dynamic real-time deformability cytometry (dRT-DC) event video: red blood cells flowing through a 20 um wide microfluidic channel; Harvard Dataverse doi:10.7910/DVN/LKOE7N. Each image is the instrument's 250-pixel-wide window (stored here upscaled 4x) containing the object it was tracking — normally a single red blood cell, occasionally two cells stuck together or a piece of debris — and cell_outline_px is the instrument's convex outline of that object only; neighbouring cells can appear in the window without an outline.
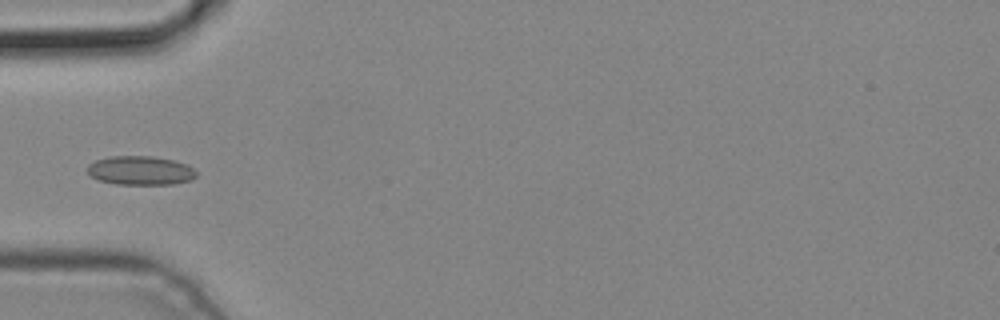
{"species": "common noctule bat (a hibernating species)", "species_latin": "Nyctalus noctula", "temperature_condition": "cold", "stored_images_in_passage": 3, "camera_frame_rate_fps": 3000, "um_per_image_px": 0.085, "animal": {"sex": "male", "body_mass_g": 19.2, "forearm_length_mm": 51.8}, "frame": {"image": 1, "passage_image": 2, "time_ms": 0.333, "image_size_px": [1000, 320], "cell_outline_px": [[196, 176], [192, 180], [172, 184], [116, 184], [100, 180], [88, 176], [88, 164], [96, 160], [108, 156], [152, 156], [172, 160], [188, 164], [196, 172]], "centroid_in_image_um": [11.92, 14.49], "position_along_channel_um": 73.1, "area_um2": 18.44}}
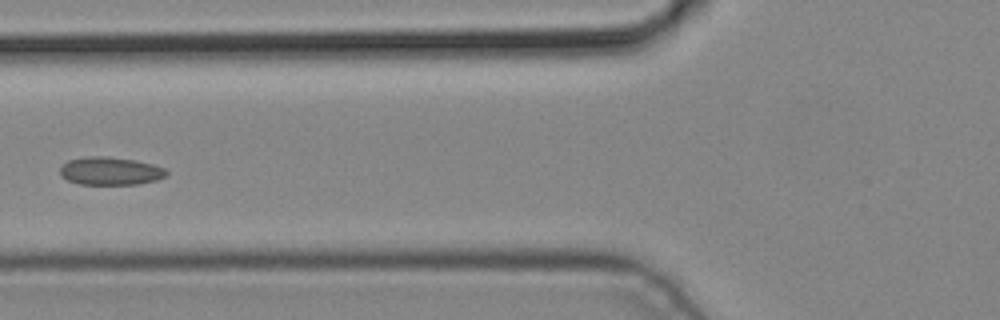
{"frame": {"image": 2, "passage_image": 3, "time_ms": 0.667, "image_size_px": [1000, 320], "cell_outline_px": [[168, 172], [164, 176], [156, 180], [136, 184], [80, 184], [68, 180], [60, 176], [60, 168], [68, 160], [88, 156], [108, 156], [136, 160], [152, 164], [164, 168]], "centroid_in_image_um": [9.36, 14.53], "position_along_channel_um": 116.4, "area_um2": 17.28}}